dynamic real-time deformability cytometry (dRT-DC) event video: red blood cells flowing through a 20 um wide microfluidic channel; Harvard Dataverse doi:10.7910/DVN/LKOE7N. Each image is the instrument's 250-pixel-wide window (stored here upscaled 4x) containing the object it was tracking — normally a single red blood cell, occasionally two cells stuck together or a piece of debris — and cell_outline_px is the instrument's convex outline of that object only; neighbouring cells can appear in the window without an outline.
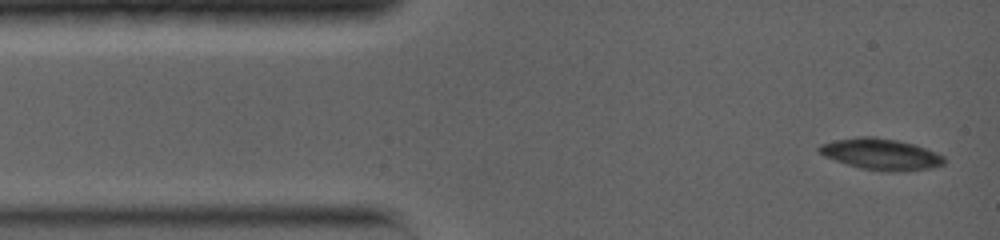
{"species": "common noctule bat (a hibernating species)", "species_latin": "Nyctalus noctula", "temperature_condition": "warm", "stored_images_in_passage": 28, "camera_frame_rate_fps": 5000, "um_per_image_px": 0.085, "animal": {"sex": "female", "body_mass_g": 19.0, "forearm_length_mm": 56.7}, "frame": {"image": 1, "passage_image": 1, "time_ms": 0.0, "image_size_px": [1000, 240], "cell_outline_px": [[944, 164], [932, 168], [896, 172], [892, 172], [860, 168], [824, 156], [816, 148], [820, 144], [836, 140], [860, 136], [872, 136], [896, 140], [916, 144], [936, 152], [944, 156]], "centroid_in_image_um": [74.9, 13.1], "position_along_channel_um": 10.1, "area_um2": 22.72}}
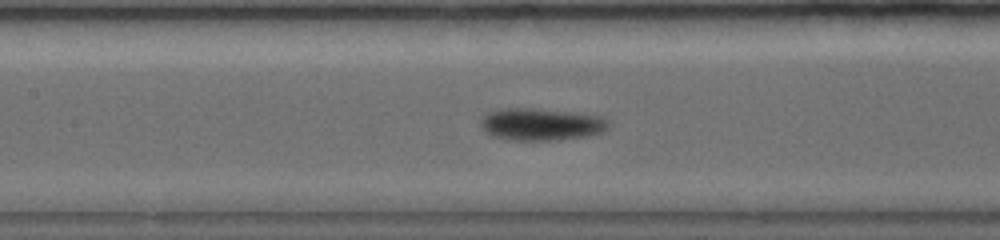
{"frame": {"image": 2, "passage_image": 11, "time_ms": 5.8, "image_size_px": [1000, 240], "cell_outline_px": [[608, 128], [604, 132], [588, 136], [560, 140], [508, 140], [492, 136], [484, 132], [480, 128], [480, 120], [488, 112], [496, 108], [540, 108], [576, 112], [600, 116], [608, 120]], "centroid_in_image_um": [45.97, 10.56], "position_along_channel_um": 161.4, "area_um2": 24.62}}
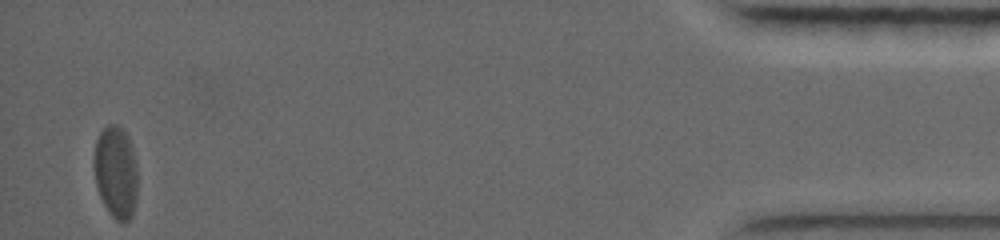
{"frame": {"image": 3, "passage_image": 28, "time_ms": 15.8, "image_size_px": [1000, 240], "cell_outline_px": [[136, 204], [132, 216], [124, 224], [120, 224], [108, 212], [100, 196], [96, 184], [92, 164], [96, 140], [100, 132], [108, 124], [120, 124], [128, 136], [136, 160]], "centroid_in_image_um": [9.84, 14.63], "position_along_channel_um": 425.4, "area_um2": 23.93}, "authors_computed_cell_mechanics": {"area_um2": 22.7154, "velocity_mm_per_s": 3.7579, "shape_relaxation_time_tau1_ms": 5.6935, "shape_relaxation_time_tau2_ms": null, "deformation_change_tau1": 0.1339, "deformation_change_tau2": null}}